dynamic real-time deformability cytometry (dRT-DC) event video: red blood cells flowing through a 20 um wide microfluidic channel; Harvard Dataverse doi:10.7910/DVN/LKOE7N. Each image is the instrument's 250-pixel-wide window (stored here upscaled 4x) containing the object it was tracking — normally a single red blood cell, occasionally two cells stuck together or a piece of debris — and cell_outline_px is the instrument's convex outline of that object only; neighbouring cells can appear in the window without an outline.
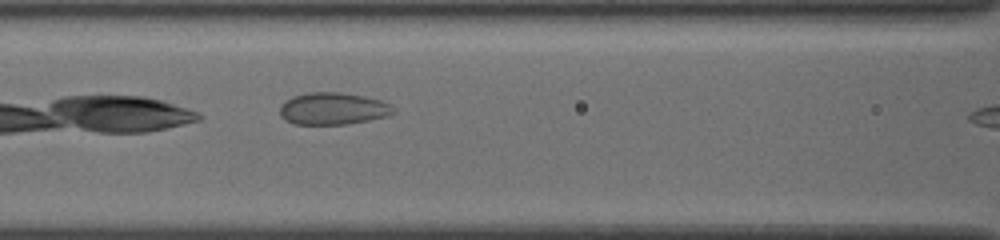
{"species": "common noctule bat (a hibernating species)", "species_latin": "Nyctalus noctula", "temperature_condition": "cold", "stored_images_in_passage": 7, "camera_frame_rate_fps": 3000, "um_per_image_px": 0.085, "animal": {"sex": "female", "body_mass_g": 19.5, "forearm_length_mm": 54.1}, "frame": {"image": 1, "passage_image": 6, "time_ms": 1.667, "image_size_px": [1000, 240], "cell_outline_px": [[396, 112], [388, 116], [368, 120], [344, 124], [296, 124], [284, 120], [280, 116], [280, 104], [284, 100], [292, 96], [308, 92], [340, 92], [364, 96], [380, 100], [392, 104], [396, 108]], "centroid_in_image_um": [28.3, 9.22], "position_along_channel_um": 138.3, "area_um2": 21.5}}